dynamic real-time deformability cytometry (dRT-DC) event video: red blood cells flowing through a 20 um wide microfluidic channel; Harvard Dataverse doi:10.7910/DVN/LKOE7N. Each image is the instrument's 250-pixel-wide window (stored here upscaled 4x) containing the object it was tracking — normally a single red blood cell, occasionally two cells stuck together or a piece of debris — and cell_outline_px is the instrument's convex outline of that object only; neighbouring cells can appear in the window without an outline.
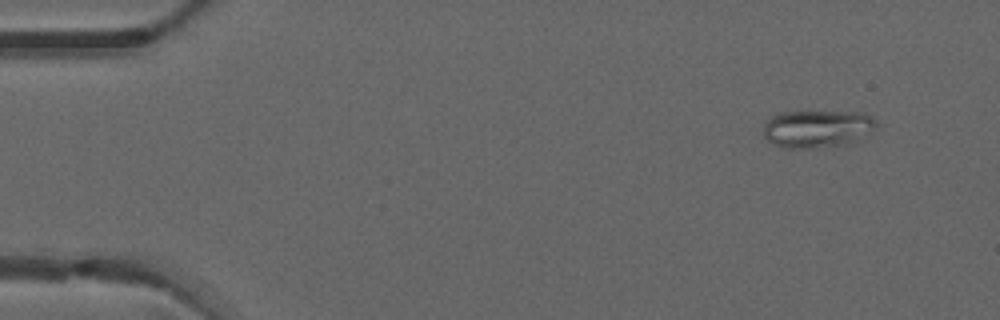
{"species": "common noctule bat (a hibernating species)", "species_latin": "Nyctalus noctula", "temperature_condition": "warm", "stored_images_in_passage": 4, "camera_frame_rate_fps": 3000, "um_per_image_px": 0.085, "animal": {"sex": "male", "forearm_length_mm": 52.5}, "frame": {"image": 1, "passage_image": 1, "time_ms": 0.0, "image_size_px": [1000, 320], "cell_outline_px": [[876, 128], [844, 144], [812, 148], [784, 148], [772, 144], [764, 136], [764, 120], [780, 112], [864, 112], [872, 116], [876, 120]], "centroid_in_image_um": [69.4, 10.92], "position_along_channel_um": 15.6, "area_um2": 24.51}}